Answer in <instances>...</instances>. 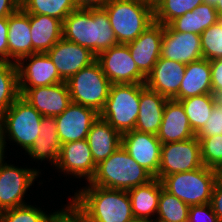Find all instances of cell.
Returning <instances> with one entry per match:
<instances>
[{"label":"cell","instance_id":"6da1fadb","mask_svg":"<svg viewBox=\"0 0 222 222\" xmlns=\"http://www.w3.org/2000/svg\"><path fill=\"white\" fill-rule=\"evenodd\" d=\"M63 38L96 55L118 44L103 7L72 11L63 21Z\"/></svg>","mask_w":222,"mask_h":222},{"label":"cell","instance_id":"7a4b0ae2","mask_svg":"<svg viewBox=\"0 0 222 222\" xmlns=\"http://www.w3.org/2000/svg\"><path fill=\"white\" fill-rule=\"evenodd\" d=\"M72 198L89 222H129L134 218L131 199L125 190L90 184Z\"/></svg>","mask_w":222,"mask_h":222},{"label":"cell","instance_id":"3957f363","mask_svg":"<svg viewBox=\"0 0 222 222\" xmlns=\"http://www.w3.org/2000/svg\"><path fill=\"white\" fill-rule=\"evenodd\" d=\"M153 178L121 145L107 159L96 165L94 176L89 184L128 191Z\"/></svg>","mask_w":222,"mask_h":222},{"label":"cell","instance_id":"277c9868","mask_svg":"<svg viewBox=\"0 0 222 222\" xmlns=\"http://www.w3.org/2000/svg\"><path fill=\"white\" fill-rule=\"evenodd\" d=\"M103 8L118 44L134 41L154 23V9L139 0H108Z\"/></svg>","mask_w":222,"mask_h":222},{"label":"cell","instance_id":"5b68a950","mask_svg":"<svg viewBox=\"0 0 222 222\" xmlns=\"http://www.w3.org/2000/svg\"><path fill=\"white\" fill-rule=\"evenodd\" d=\"M145 87V83L111 84L99 117L121 135L134 130L140 110V93Z\"/></svg>","mask_w":222,"mask_h":222},{"label":"cell","instance_id":"8992f818","mask_svg":"<svg viewBox=\"0 0 222 222\" xmlns=\"http://www.w3.org/2000/svg\"><path fill=\"white\" fill-rule=\"evenodd\" d=\"M217 179L216 169L202 166L192 171L165 176L161 182L167 192L190 207L210 203Z\"/></svg>","mask_w":222,"mask_h":222},{"label":"cell","instance_id":"52a82bcc","mask_svg":"<svg viewBox=\"0 0 222 222\" xmlns=\"http://www.w3.org/2000/svg\"><path fill=\"white\" fill-rule=\"evenodd\" d=\"M66 84L71 102L94 109L98 113L105 105L111 86L97 60L74 74Z\"/></svg>","mask_w":222,"mask_h":222},{"label":"cell","instance_id":"ba28073f","mask_svg":"<svg viewBox=\"0 0 222 222\" xmlns=\"http://www.w3.org/2000/svg\"><path fill=\"white\" fill-rule=\"evenodd\" d=\"M42 115L21 96L0 118L3 133L27 152L39 137Z\"/></svg>","mask_w":222,"mask_h":222},{"label":"cell","instance_id":"9c48e42d","mask_svg":"<svg viewBox=\"0 0 222 222\" xmlns=\"http://www.w3.org/2000/svg\"><path fill=\"white\" fill-rule=\"evenodd\" d=\"M202 166L200 140L196 136L184 141L164 143L157 178L161 181L165 176Z\"/></svg>","mask_w":222,"mask_h":222},{"label":"cell","instance_id":"30bf717a","mask_svg":"<svg viewBox=\"0 0 222 222\" xmlns=\"http://www.w3.org/2000/svg\"><path fill=\"white\" fill-rule=\"evenodd\" d=\"M96 60L111 84L145 83L146 77L138 70L127 44H117L100 52Z\"/></svg>","mask_w":222,"mask_h":222},{"label":"cell","instance_id":"8fae6325","mask_svg":"<svg viewBox=\"0 0 222 222\" xmlns=\"http://www.w3.org/2000/svg\"><path fill=\"white\" fill-rule=\"evenodd\" d=\"M38 173L34 169H21L7 163L0 165V212L26 205L24 194Z\"/></svg>","mask_w":222,"mask_h":222},{"label":"cell","instance_id":"7c38bea8","mask_svg":"<svg viewBox=\"0 0 222 222\" xmlns=\"http://www.w3.org/2000/svg\"><path fill=\"white\" fill-rule=\"evenodd\" d=\"M122 147L154 178H157L162 144L157 135L132 130L122 134Z\"/></svg>","mask_w":222,"mask_h":222},{"label":"cell","instance_id":"4fadbf2b","mask_svg":"<svg viewBox=\"0 0 222 222\" xmlns=\"http://www.w3.org/2000/svg\"><path fill=\"white\" fill-rule=\"evenodd\" d=\"M46 54L56 66L59 77L64 82L97 59V55L90 49L65 40L63 37Z\"/></svg>","mask_w":222,"mask_h":222},{"label":"cell","instance_id":"5bb4252c","mask_svg":"<svg viewBox=\"0 0 222 222\" xmlns=\"http://www.w3.org/2000/svg\"><path fill=\"white\" fill-rule=\"evenodd\" d=\"M25 60H28L29 63L24 64ZM16 66L19 89H31L64 82L59 77L56 66L46 53L28 55L20 59Z\"/></svg>","mask_w":222,"mask_h":222},{"label":"cell","instance_id":"9a60e30c","mask_svg":"<svg viewBox=\"0 0 222 222\" xmlns=\"http://www.w3.org/2000/svg\"><path fill=\"white\" fill-rule=\"evenodd\" d=\"M54 118L62 145L86 139L92 124L99 118V113L89 107L71 102L63 113Z\"/></svg>","mask_w":222,"mask_h":222},{"label":"cell","instance_id":"2e32d148","mask_svg":"<svg viewBox=\"0 0 222 222\" xmlns=\"http://www.w3.org/2000/svg\"><path fill=\"white\" fill-rule=\"evenodd\" d=\"M20 96L42 116L55 117L63 113L71 103L66 82L55 85L19 89Z\"/></svg>","mask_w":222,"mask_h":222},{"label":"cell","instance_id":"e0dca14e","mask_svg":"<svg viewBox=\"0 0 222 222\" xmlns=\"http://www.w3.org/2000/svg\"><path fill=\"white\" fill-rule=\"evenodd\" d=\"M161 57L185 65L202 59L200 35L173 31L168 25H165L161 43Z\"/></svg>","mask_w":222,"mask_h":222},{"label":"cell","instance_id":"ac0fdd59","mask_svg":"<svg viewBox=\"0 0 222 222\" xmlns=\"http://www.w3.org/2000/svg\"><path fill=\"white\" fill-rule=\"evenodd\" d=\"M164 25L154 22L138 38L127 43L138 70L145 76L161 56Z\"/></svg>","mask_w":222,"mask_h":222},{"label":"cell","instance_id":"d6986e66","mask_svg":"<svg viewBox=\"0 0 222 222\" xmlns=\"http://www.w3.org/2000/svg\"><path fill=\"white\" fill-rule=\"evenodd\" d=\"M186 65L178 61L160 58L147 75L145 86L167 99H174L180 89Z\"/></svg>","mask_w":222,"mask_h":222},{"label":"cell","instance_id":"ffe728a7","mask_svg":"<svg viewBox=\"0 0 222 222\" xmlns=\"http://www.w3.org/2000/svg\"><path fill=\"white\" fill-rule=\"evenodd\" d=\"M58 169L74 176L86 177L89 182L94 176L96 164L86 139L67 142L61 145Z\"/></svg>","mask_w":222,"mask_h":222},{"label":"cell","instance_id":"44dd1931","mask_svg":"<svg viewBox=\"0 0 222 222\" xmlns=\"http://www.w3.org/2000/svg\"><path fill=\"white\" fill-rule=\"evenodd\" d=\"M195 136L181 102L168 99L157 134L161 144L184 141Z\"/></svg>","mask_w":222,"mask_h":222},{"label":"cell","instance_id":"7402d4cb","mask_svg":"<svg viewBox=\"0 0 222 222\" xmlns=\"http://www.w3.org/2000/svg\"><path fill=\"white\" fill-rule=\"evenodd\" d=\"M32 54L31 27L29 13L21 7L8 16V62L17 63Z\"/></svg>","mask_w":222,"mask_h":222},{"label":"cell","instance_id":"603a6c76","mask_svg":"<svg viewBox=\"0 0 222 222\" xmlns=\"http://www.w3.org/2000/svg\"><path fill=\"white\" fill-rule=\"evenodd\" d=\"M32 54L48 52L63 37V22L47 15L29 14Z\"/></svg>","mask_w":222,"mask_h":222},{"label":"cell","instance_id":"cb8c5ba5","mask_svg":"<svg viewBox=\"0 0 222 222\" xmlns=\"http://www.w3.org/2000/svg\"><path fill=\"white\" fill-rule=\"evenodd\" d=\"M167 100L161 94L145 87L140 93V110L134 130L157 135Z\"/></svg>","mask_w":222,"mask_h":222},{"label":"cell","instance_id":"d4e9b609","mask_svg":"<svg viewBox=\"0 0 222 222\" xmlns=\"http://www.w3.org/2000/svg\"><path fill=\"white\" fill-rule=\"evenodd\" d=\"M121 137L116 129L100 117L92 124L86 140L96 165L121 146Z\"/></svg>","mask_w":222,"mask_h":222},{"label":"cell","instance_id":"484cf974","mask_svg":"<svg viewBox=\"0 0 222 222\" xmlns=\"http://www.w3.org/2000/svg\"><path fill=\"white\" fill-rule=\"evenodd\" d=\"M210 60L200 59L186 64V69L178 95L174 100H181L201 94H211Z\"/></svg>","mask_w":222,"mask_h":222},{"label":"cell","instance_id":"4316f807","mask_svg":"<svg viewBox=\"0 0 222 222\" xmlns=\"http://www.w3.org/2000/svg\"><path fill=\"white\" fill-rule=\"evenodd\" d=\"M127 192L131 199L132 212L135 218L150 219L151 215L157 214L161 193V181L158 178H153Z\"/></svg>","mask_w":222,"mask_h":222},{"label":"cell","instance_id":"83f0119b","mask_svg":"<svg viewBox=\"0 0 222 222\" xmlns=\"http://www.w3.org/2000/svg\"><path fill=\"white\" fill-rule=\"evenodd\" d=\"M217 97L214 94H201L179 100L188 117L190 126L197 135L211 117Z\"/></svg>","mask_w":222,"mask_h":222},{"label":"cell","instance_id":"f1b7e54d","mask_svg":"<svg viewBox=\"0 0 222 222\" xmlns=\"http://www.w3.org/2000/svg\"><path fill=\"white\" fill-rule=\"evenodd\" d=\"M19 97L16 63L0 61V118Z\"/></svg>","mask_w":222,"mask_h":222},{"label":"cell","instance_id":"f546056e","mask_svg":"<svg viewBox=\"0 0 222 222\" xmlns=\"http://www.w3.org/2000/svg\"><path fill=\"white\" fill-rule=\"evenodd\" d=\"M20 7L29 14L47 15L62 22L77 10L74 0H21Z\"/></svg>","mask_w":222,"mask_h":222},{"label":"cell","instance_id":"4dcf8cb0","mask_svg":"<svg viewBox=\"0 0 222 222\" xmlns=\"http://www.w3.org/2000/svg\"><path fill=\"white\" fill-rule=\"evenodd\" d=\"M157 214V222H188L189 206L167 192L161 182Z\"/></svg>","mask_w":222,"mask_h":222},{"label":"cell","instance_id":"1f68e13d","mask_svg":"<svg viewBox=\"0 0 222 222\" xmlns=\"http://www.w3.org/2000/svg\"><path fill=\"white\" fill-rule=\"evenodd\" d=\"M203 0H162L154 9V22L168 25L175 18L193 11Z\"/></svg>","mask_w":222,"mask_h":222},{"label":"cell","instance_id":"d6a6232c","mask_svg":"<svg viewBox=\"0 0 222 222\" xmlns=\"http://www.w3.org/2000/svg\"><path fill=\"white\" fill-rule=\"evenodd\" d=\"M202 56L207 60L222 58V21L211 25L200 34Z\"/></svg>","mask_w":222,"mask_h":222},{"label":"cell","instance_id":"836d02e7","mask_svg":"<svg viewBox=\"0 0 222 222\" xmlns=\"http://www.w3.org/2000/svg\"><path fill=\"white\" fill-rule=\"evenodd\" d=\"M203 165L218 170L222 166V135L197 137Z\"/></svg>","mask_w":222,"mask_h":222},{"label":"cell","instance_id":"e575fe53","mask_svg":"<svg viewBox=\"0 0 222 222\" xmlns=\"http://www.w3.org/2000/svg\"><path fill=\"white\" fill-rule=\"evenodd\" d=\"M48 215L40 208L23 205L0 212V222H46Z\"/></svg>","mask_w":222,"mask_h":222},{"label":"cell","instance_id":"d590c367","mask_svg":"<svg viewBox=\"0 0 222 222\" xmlns=\"http://www.w3.org/2000/svg\"><path fill=\"white\" fill-rule=\"evenodd\" d=\"M61 143L59 140H47L39 136L27 153L34 159L51 161L55 166L59 159Z\"/></svg>","mask_w":222,"mask_h":222},{"label":"cell","instance_id":"8d00e7d4","mask_svg":"<svg viewBox=\"0 0 222 222\" xmlns=\"http://www.w3.org/2000/svg\"><path fill=\"white\" fill-rule=\"evenodd\" d=\"M46 222H89V220L72 200L66 209L48 215Z\"/></svg>","mask_w":222,"mask_h":222},{"label":"cell","instance_id":"74e56055","mask_svg":"<svg viewBox=\"0 0 222 222\" xmlns=\"http://www.w3.org/2000/svg\"><path fill=\"white\" fill-rule=\"evenodd\" d=\"M215 135H222V103L218 100H216L212 109L211 117L196 137H211Z\"/></svg>","mask_w":222,"mask_h":222},{"label":"cell","instance_id":"f35d334b","mask_svg":"<svg viewBox=\"0 0 222 222\" xmlns=\"http://www.w3.org/2000/svg\"><path fill=\"white\" fill-rule=\"evenodd\" d=\"M168 26L173 31L198 34L197 11L194 9L193 11H189L186 14L175 18L168 24Z\"/></svg>","mask_w":222,"mask_h":222},{"label":"cell","instance_id":"ab89813d","mask_svg":"<svg viewBox=\"0 0 222 222\" xmlns=\"http://www.w3.org/2000/svg\"><path fill=\"white\" fill-rule=\"evenodd\" d=\"M197 11L198 34L219 21L218 13L215 6L202 3L195 8Z\"/></svg>","mask_w":222,"mask_h":222},{"label":"cell","instance_id":"60d3db41","mask_svg":"<svg viewBox=\"0 0 222 222\" xmlns=\"http://www.w3.org/2000/svg\"><path fill=\"white\" fill-rule=\"evenodd\" d=\"M220 222L210 203L189 207L188 222Z\"/></svg>","mask_w":222,"mask_h":222},{"label":"cell","instance_id":"b9f144b4","mask_svg":"<svg viewBox=\"0 0 222 222\" xmlns=\"http://www.w3.org/2000/svg\"><path fill=\"white\" fill-rule=\"evenodd\" d=\"M212 94L216 97L222 93V58L210 61Z\"/></svg>","mask_w":222,"mask_h":222},{"label":"cell","instance_id":"7bdbcfd3","mask_svg":"<svg viewBox=\"0 0 222 222\" xmlns=\"http://www.w3.org/2000/svg\"><path fill=\"white\" fill-rule=\"evenodd\" d=\"M39 136L47 140H59L57 134V122L54 117H42Z\"/></svg>","mask_w":222,"mask_h":222},{"label":"cell","instance_id":"ee69618b","mask_svg":"<svg viewBox=\"0 0 222 222\" xmlns=\"http://www.w3.org/2000/svg\"><path fill=\"white\" fill-rule=\"evenodd\" d=\"M210 205L214 214L222 222V181L219 178L214 185Z\"/></svg>","mask_w":222,"mask_h":222},{"label":"cell","instance_id":"f6af8a7d","mask_svg":"<svg viewBox=\"0 0 222 222\" xmlns=\"http://www.w3.org/2000/svg\"><path fill=\"white\" fill-rule=\"evenodd\" d=\"M0 61H8V17L0 18Z\"/></svg>","mask_w":222,"mask_h":222},{"label":"cell","instance_id":"bcb514c9","mask_svg":"<svg viewBox=\"0 0 222 222\" xmlns=\"http://www.w3.org/2000/svg\"><path fill=\"white\" fill-rule=\"evenodd\" d=\"M21 0H0V18L8 17L20 8Z\"/></svg>","mask_w":222,"mask_h":222},{"label":"cell","instance_id":"7dc6e473","mask_svg":"<svg viewBox=\"0 0 222 222\" xmlns=\"http://www.w3.org/2000/svg\"><path fill=\"white\" fill-rule=\"evenodd\" d=\"M108 0H74L78 9L103 7Z\"/></svg>","mask_w":222,"mask_h":222},{"label":"cell","instance_id":"c3c4849f","mask_svg":"<svg viewBox=\"0 0 222 222\" xmlns=\"http://www.w3.org/2000/svg\"><path fill=\"white\" fill-rule=\"evenodd\" d=\"M3 129H2V125H1V123H0V165L2 164V163H4V161H3V158H5L4 157V147H5V144H6V142H5V138H6V134H4L3 133Z\"/></svg>","mask_w":222,"mask_h":222},{"label":"cell","instance_id":"681fc988","mask_svg":"<svg viewBox=\"0 0 222 222\" xmlns=\"http://www.w3.org/2000/svg\"><path fill=\"white\" fill-rule=\"evenodd\" d=\"M139 1H142L143 3L150 6L153 9H155L162 2V0H139Z\"/></svg>","mask_w":222,"mask_h":222},{"label":"cell","instance_id":"f907efd6","mask_svg":"<svg viewBox=\"0 0 222 222\" xmlns=\"http://www.w3.org/2000/svg\"><path fill=\"white\" fill-rule=\"evenodd\" d=\"M218 13L219 20L222 21V0L218 1V4L215 6Z\"/></svg>","mask_w":222,"mask_h":222},{"label":"cell","instance_id":"816d5d0a","mask_svg":"<svg viewBox=\"0 0 222 222\" xmlns=\"http://www.w3.org/2000/svg\"><path fill=\"white\" fill-rule=\"evenodd\" d=\"M155 220L152 219H145V218H132L129 222H154Z\"/></svg>","mask_w":222,"mask_h":222},{"label":"cell","instance_id":"f5cc1de1","mask_svg":"<svg viewBox=\"0 0 222 222\" xmlns=\"http://www.w3.org/2000/svg\"><path fill=\"white\" fill-rule=\"evenodd\" d=\"M203 1H204V3L216 6L218 4L219 0H203Z\"/></svg>","mask_w":222,"mask_h":222},{"label":"cell","instance_id":"db71d44e","mask_svg":"<svg viewBox=\"0 0 222 222\" xmlns=\"http://www.w3.org/2000/svg\"><path fill=\"white\" fill-rule=\"evenodd\" d=\"M218 178L222 181V166L217 170Z\"/></svg>","mask_w":222,"mask_h":222},{"label":"cell","instance_id":"11a10c76","mask_svg":"<svg viewBox=\"0 0 222 222\" xmlns=\"http://www.w3.org/2000/svg\"><path fill=\"white\" fill-rule=\"evenodd\" d=\"M217 100L222 103V93H220V94L217 96Z\"/></svg>","mask_w":222,"mask_h":222}]
</instances>
